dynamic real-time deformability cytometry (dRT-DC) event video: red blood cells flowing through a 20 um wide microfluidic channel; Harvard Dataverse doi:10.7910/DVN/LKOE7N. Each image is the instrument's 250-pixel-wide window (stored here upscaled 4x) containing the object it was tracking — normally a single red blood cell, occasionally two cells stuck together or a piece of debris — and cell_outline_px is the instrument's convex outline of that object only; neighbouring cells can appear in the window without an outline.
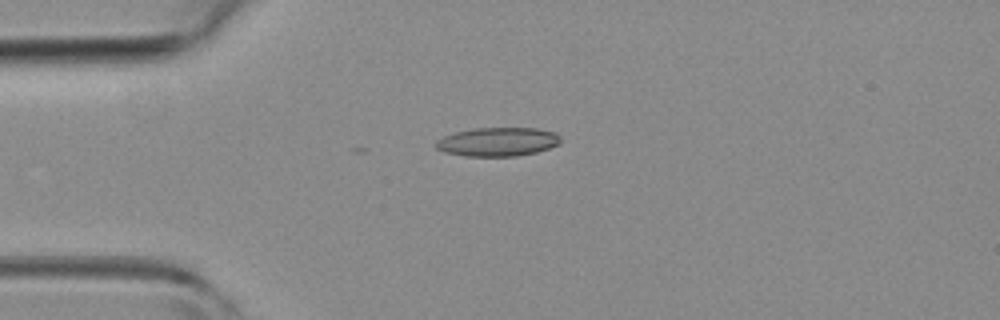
{"species": "common noctule bat (a hibernating species)", "species_latin": "Nyctalus noctula", "temperature_condition": "room temperature", "stored_images_in_passage": 2, "camera_frame_rate_fps": 3000, "um_per_image_px": 0.085, "animal": {"sex": "female", "body_mass_g": 19.3, "forearm_length_mm": 54.1}, "frame": {"image": 1, "passage_image": 1, "time_ms": 0.0, "image_size_px": [1000, 320], "cell_outline_px": [[560, 144], [536, 152], [516, 156], [464, 156], [444, 152], [436, 148], [436, 140], [444, 136], [456, 132], [472, 128], [536, 128], [556, 132], [560, 136]], "centroid_in_image_um": [42.31, 12.05], "position_along_channel_um": 42.7, "area_um2": 20.98}}